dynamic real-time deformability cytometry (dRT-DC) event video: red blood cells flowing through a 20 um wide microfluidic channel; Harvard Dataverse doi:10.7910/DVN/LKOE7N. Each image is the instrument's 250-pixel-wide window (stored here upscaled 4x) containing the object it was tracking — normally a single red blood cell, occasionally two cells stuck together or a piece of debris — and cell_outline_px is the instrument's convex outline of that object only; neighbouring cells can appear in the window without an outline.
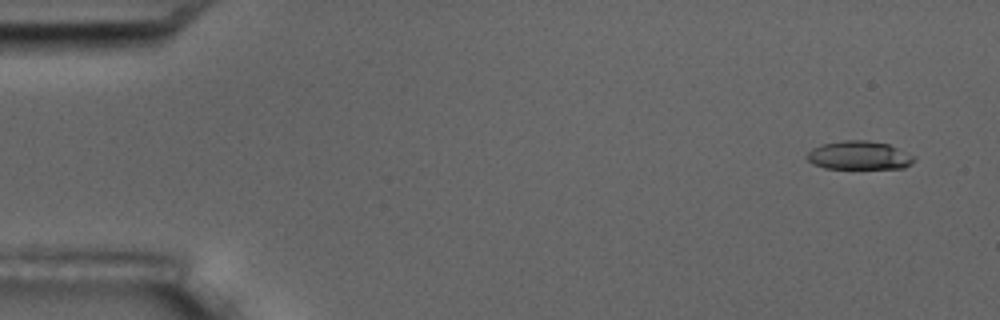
{"species": "common noctule bat (a hibernating species)", "species_latin": "Nyctalus noctula", "temperature_condition": "room temperature", "stored_images_in_passage": 6, "camera_frame_rate_fps": 3000, "um_per_image_px": 0.085, "animal": {"sex": "male", "body_mass_g": 17.5, "forearm_length_mm": 52.3}, "frame": {"image": 1, "passage_image": 1, "time_ms": 0.0, "image_size_px": [1000, 320], "cell_outline_px": [[916, 156], [904, 168], [824, 168], [812, 164], [808, 160], [808, 152], [812, 148], [820, 144], [844, 140], [868, 140], [888, 144]], "centroid_in_image_um": [72.99, 13.2], "position_along_channel_um": 12.0, "area_um2": 17.69}}
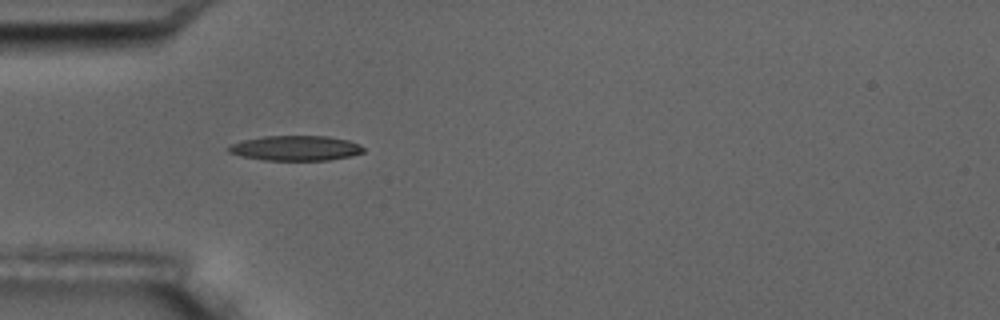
{"frame": {"image": 2, "passage_image": 5, "time_ms": 4.667, "image_size_px": [1000, 320], "cell_outline_px": [[364, 152], [348, 156], [328, 160], [264, 160], [240, 156], [228, 152], [228, 148], [232, 144], [244, 140], [264, 136], [328, 136], [348, 140], [360, 144], [364, 148]], "centroid_in_image_um": [25.13, 12.59], "position_along_channel_um": 59.9, "area_um2": 19.54}}